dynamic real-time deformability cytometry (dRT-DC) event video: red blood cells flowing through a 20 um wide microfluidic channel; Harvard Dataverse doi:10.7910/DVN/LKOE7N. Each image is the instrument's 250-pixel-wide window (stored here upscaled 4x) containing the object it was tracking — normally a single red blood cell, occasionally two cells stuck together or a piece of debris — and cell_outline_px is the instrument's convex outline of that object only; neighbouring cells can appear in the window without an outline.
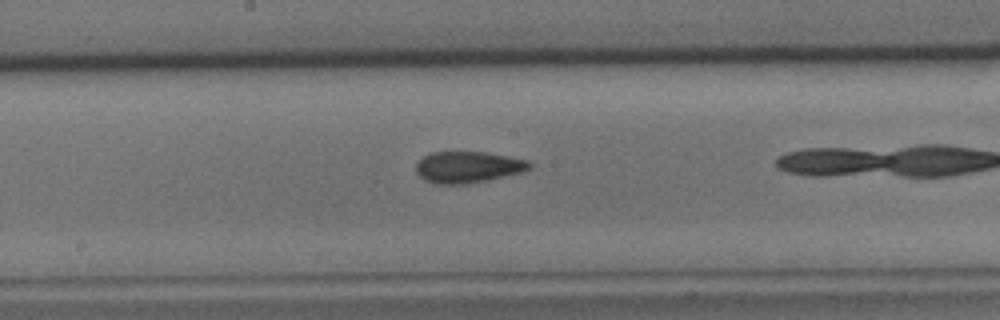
{"species": "common noctule bat (a hibernating species)", "species_latin": "Nyctalus noctula", "temperature_condition": "cold", "stored_images_in_passage": 40, "camera_frame_rate_fps": 3000, "um_per_image_px": 0.085, "animal": {"sex": "male", "body_mass_g": 15.6}, "frame": {"image": 1, "passage_image": 26, "time_ms": 8.333, "image_size_px": [1000, 320], "cell_outline_px": [[532, 168], [520, 172], [504, 176], [464, 184], [436, 184], [424, 180], [416, 172], [416, 164], [424, 156], [432, 152], [484, 152], [508, 156], [528, 160], [532, 164]], "centroid_in_image_um": [39.76, 14.2], "position_along_channel_um": 208.4, "area_um2": 20.58}}
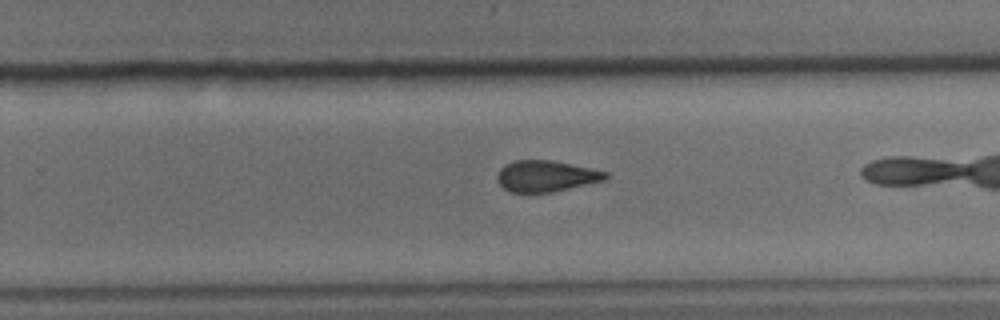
{"frame": {"image": 2, "passage_image": 32, "time_ms": 10.333, "image_size_px": [1000, 320], "cell_outline_px": [[608, 176], [604, 180], [552, 192], [508, 192], [496, 180], [496, 176], [500, 168], [516, 160], [548, 160], [608, 172]], "centroid_in_image_um": [46.36, 14.98], "position_along_channel_um": 283.4, "area_um2": 19.31}}
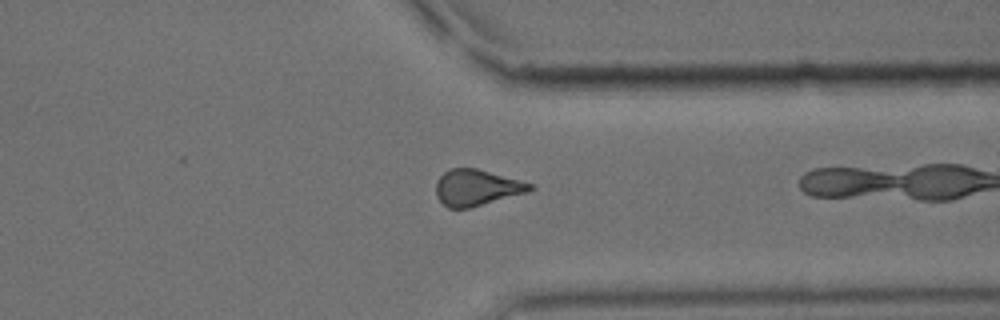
{"frame": {"image": 3, "passage_image": 39, "time_ms": 12.667, "image_size_px": [1000, 320], "cell_outline_px": [[536, 188], [528, 192], [472, 208], [448, 208], [436, 196], [436, 180], [444, 172], [452, 168], [476, 168], [536, 184]], "centroid_in_image_um": [40.56, 15.95], "position_along_channel_um": 370.8, "area_um2": 20.06}}